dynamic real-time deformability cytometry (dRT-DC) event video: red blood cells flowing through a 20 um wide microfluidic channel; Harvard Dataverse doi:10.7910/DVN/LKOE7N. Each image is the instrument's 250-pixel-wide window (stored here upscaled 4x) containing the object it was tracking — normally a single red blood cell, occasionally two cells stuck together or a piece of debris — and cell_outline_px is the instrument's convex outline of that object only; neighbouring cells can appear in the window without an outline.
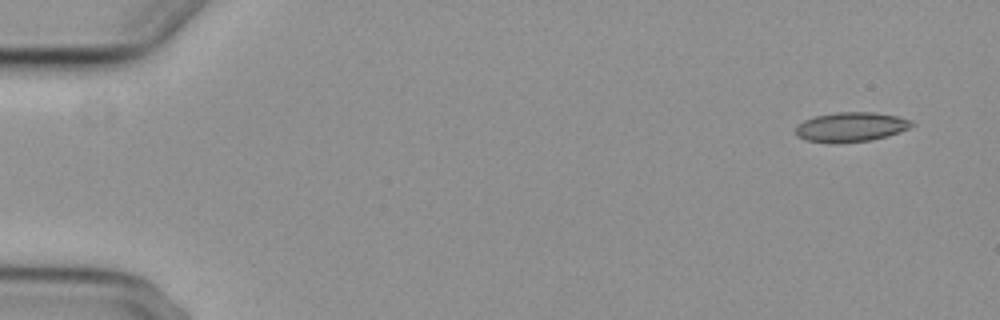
{"species": "common noctule bat (a hibernating species)", "species_latin": "Nyctalus noctula", "temperature_condition": "cold", "stored_images_in_passage": 6, "segment_of_instrument_passage": [1, 2], "camera_frame_rate_fps": 3000, "um_per_image_px": 0.085, "animal": {"sex": "female", "body_mass_g": 29.2, "forearm_length_mm": 56.3}, "frame": {"image": 1, "passage_image": 1, "time_ms": 0.0, "image_size_px": [1000, 320], "cell_outline_px": [[916, 124], [900, 132], [888, 136], [872, 140], [804, 140], [796, 136], [796, 124], [804, 120], [816, 116], [836, 112], [872, 112], [896, 116], [912, 120]], "centroid_in_image_um": [72.37, 10.75], "position_along_channel_um": 12.6, "area_um2": 19.31}}
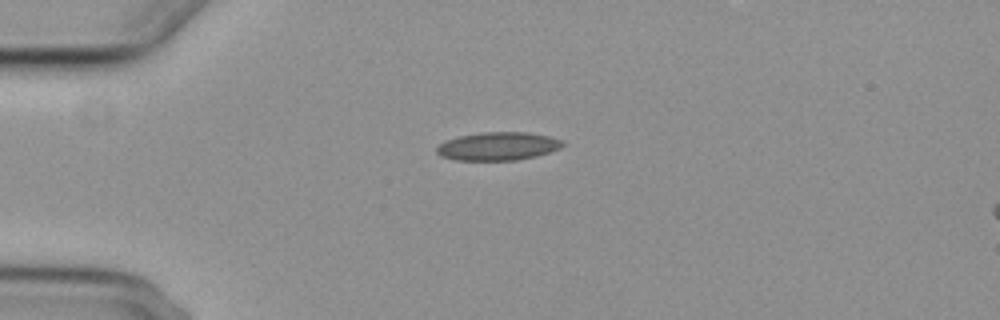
{"frame": {"image": 2, "passage_image": 4, "time_ms": 3.667, "image_size_px": [1000, 320], "cell_outline_px": [[564, 144], [560, 148], [536, 156], [516, 160], [452, 160], [440, 156], [436, 152], [436, 148], [444, 140], [460, 136], [484, 132], [528, 132], [548, 136], [560, 140]], "centroid_in_image_um": [42.28, 12.43], "position_along_channel_um": 42.7, "area_um2": 20.63}}